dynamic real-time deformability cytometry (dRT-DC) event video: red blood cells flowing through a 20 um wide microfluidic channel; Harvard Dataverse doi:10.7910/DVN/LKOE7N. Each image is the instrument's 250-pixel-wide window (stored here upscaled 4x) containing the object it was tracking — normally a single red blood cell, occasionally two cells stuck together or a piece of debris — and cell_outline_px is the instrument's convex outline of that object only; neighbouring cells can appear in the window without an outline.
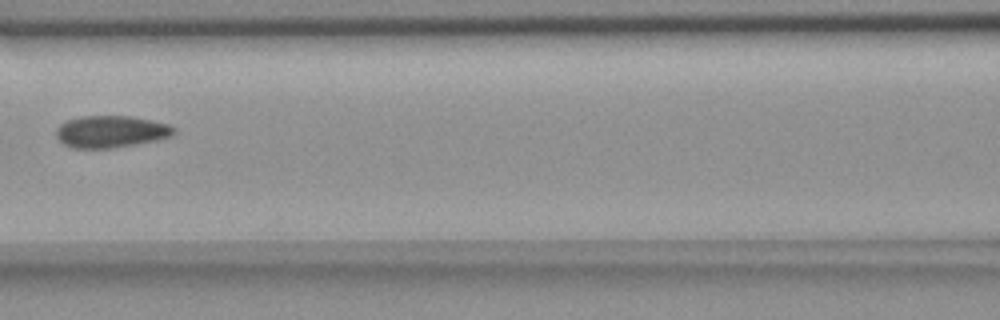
{"species": "common noctule bat (a hibernating species)", "species_latin": "Nyctalus noctula", "temperature_condition": "room temperature", "stored_images_in_passage": 4, "camera_frame_rate_fps": 3000, "um_per_image_px": 0.085, "animal": {"sex": "female", "body_mass_g": 18.4}, "frame": {"image": 1, "passage_image": 4, "time_ms": 4.333, "image_size_px": [1000, 320], "cell_outline_px": [[176, 132], [172, 136], [156, 140], [112, 148], [72, 148], [64, 144], [56, 136], [56, 128], [60, 124], [68, 120], [80, 116], [128, 116], [168, 124], [176, 128]], "centroid_in_image_um": [9.41, 11.19], "position_along_channel_um": 157.2, "area_um2": 21.79}}